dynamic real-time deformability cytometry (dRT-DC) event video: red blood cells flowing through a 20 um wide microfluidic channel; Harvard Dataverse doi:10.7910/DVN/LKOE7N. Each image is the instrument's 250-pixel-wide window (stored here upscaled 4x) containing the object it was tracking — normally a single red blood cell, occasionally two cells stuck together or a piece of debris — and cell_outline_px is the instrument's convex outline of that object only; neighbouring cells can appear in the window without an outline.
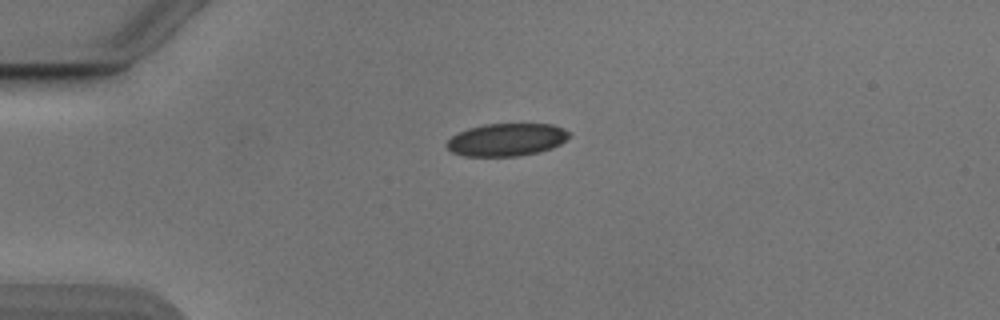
{"species": "Egyptian fruit bat (a non-hibernating species)", "species_latin": "Rousettus aegyptiacus", "temperature_condition": "cold", "stored_images_in_passage": 41, "camera_frame_rate_fps": 3000, "um_per_image_px": 0.085, "animal": {"sex": "male"}, "frame": {"image": 1, "passage_image": 1, "time_ms": 0.0, "image_size_px": [1000, 320], "cell_outline_px": [[572, 136], [560, 144], [552, 148], [540, 152], [520, 156], [464, 156], [452, 152], [444, 144], [452, 136], [468, 128], [484, 124], [552, 124], [564, 128], [572, 132]], "centroid_in_image_um": [43.11, 11.87], "position_along_channel_um": 41.9, "area_um2": 23.58}}
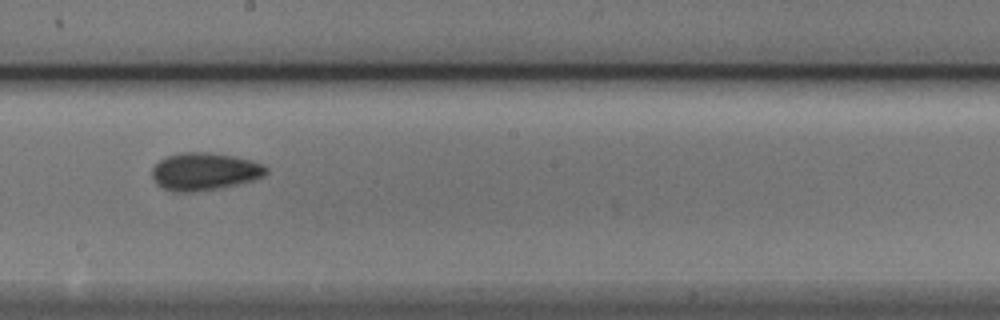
{"frame": {"image": 2, "passage_image": 18, "time_ms": 5.667, "image_size_px": [1000, 320], "cell_outline_px": [[268, 172], [264, 176], [252, 180], [236, 184], [216, 188], [192, 192], [176, 192], [164, 188], [156, 184], [152, 176], [152, 168], [164, 156], [180, 152], [212, 152], [252, 160], [264, 164], [268, 168]], "centroid_in_image_um": [17.38, 14.56], "position_along_channel_um": 230.8, "area_um2": 25.03}}
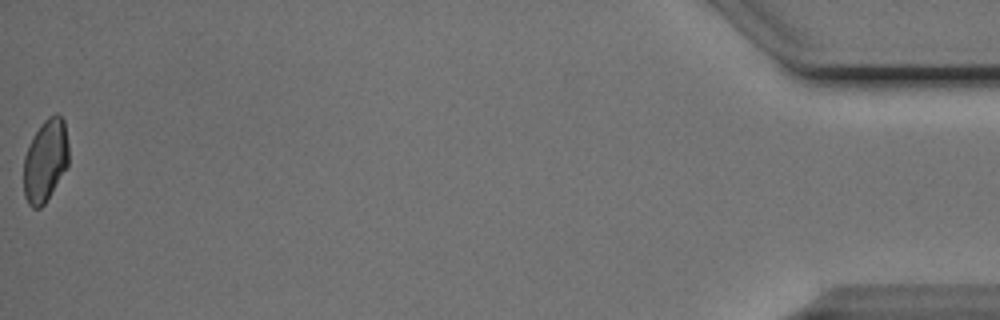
{"frame": {"image": 3, "passage_image": 41, "time_ms": 13.333, "image_size_px": [1000, 320], "cell_outline_px": [[68, 164], [44, 204], [40, 208], [32, 208], [28, 204], [24, 196], [24, 156], [28, 144], [44, 120], [48, 116], [56, 112], [64, 120], [68, 144]], "centroid_in_image_um": [3.84, 13.63], "position_along_channel_um": 431.4, "area_um2": 21.5}, "authors_computed_cell_mechanics": {"area_um2": 23.409, "velocity_mm_per_s": 3.8709, "shape_relaxation_time_tau1_ms": 3.1938, "shape_relaxation_time_tau2_ms": 2.4024, "deformation_change_tau1": 0.0934, "deformation_change_tau2": 0.0743}}